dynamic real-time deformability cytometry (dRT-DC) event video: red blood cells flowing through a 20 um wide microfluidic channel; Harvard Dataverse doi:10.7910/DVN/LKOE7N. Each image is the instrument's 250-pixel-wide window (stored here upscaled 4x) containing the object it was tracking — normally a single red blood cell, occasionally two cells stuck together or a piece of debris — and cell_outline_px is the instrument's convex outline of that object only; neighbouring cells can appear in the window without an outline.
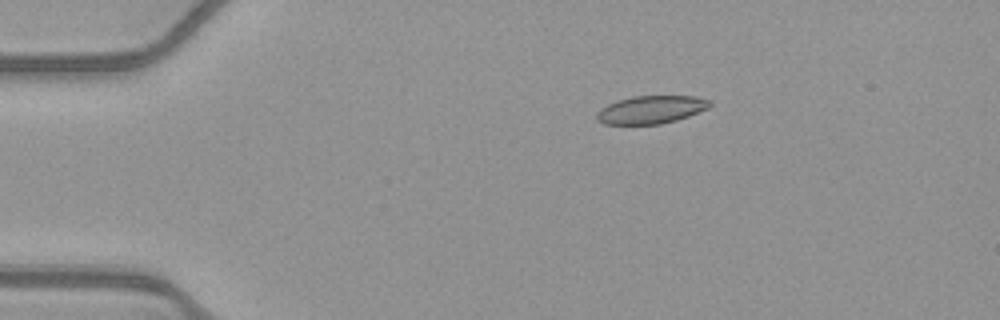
{"species": "common noctule bat (a hibernating species)", "species_latin": "Nyctalus noctula", "temperature_condition": "warm", "stored_images_in_passage": 16, "camera_frame_rate_fps": 3000, "um_per_image_px": 0.085, "animal": {"sex": "female", "body_mass_g": 21.9}, "frame": {"image": 1, "passage_image": 10, "time_ms": 3.0, "image_size_px": [1000, 320], "cell_outline_px": [[712, 104], [708, 108], [688, 116], [676, 120], [660, 124], [604, 124], [596, 116], [596, 112], [600, 108], [616, 100], [632, 96], [696, 96], [712, 100]], "centroid_in_image_um": [55.35, 9.31], "position_along_channel_um": 29.6, "area_um2": 18.44}}